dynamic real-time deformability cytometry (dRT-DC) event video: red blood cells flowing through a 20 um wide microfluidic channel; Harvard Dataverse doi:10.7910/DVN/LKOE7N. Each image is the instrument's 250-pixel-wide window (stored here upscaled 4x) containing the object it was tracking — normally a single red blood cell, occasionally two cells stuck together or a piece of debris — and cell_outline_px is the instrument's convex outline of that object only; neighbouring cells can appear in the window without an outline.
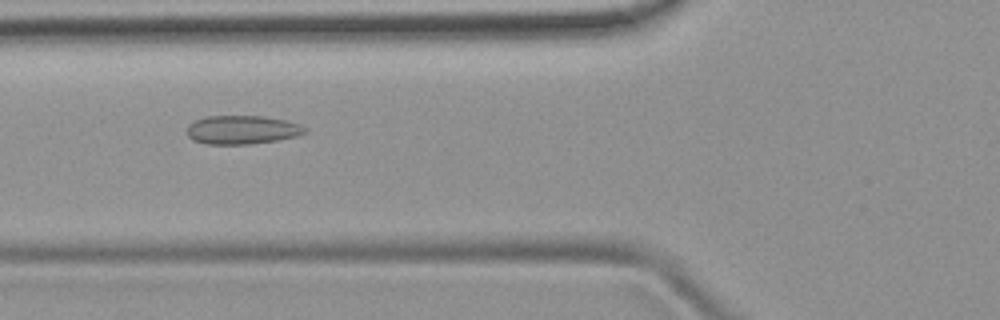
{"species": "common noctule bat (a hibernating species)", "species_latin": "Nyctalus noctula", "temperature_condition": "room temperature", "stored_images_in_passage": 33, "camera_frame_rate_fps": 3000, "um_per_image_px": 0.085, "animal": {"sex": "female", "body_mass_g": 19.9}, "frame": {"image": 1, "passage_image": 8, "time_ms": 2.333, "image_size_px": [1000, 320], "cell_outline_px": [[308, 132], [296, 136], [276, 140], [248, 144], [204, 144], [192, 140], [188, 136], [188, 124], [196, 120], [208, 116], [264, 116], [284, 120], [300, 124]], "centroid_in_image_um": [20.56, 11.03], "position_along_channel_um": 105.2, "area_um2": 19.59}}
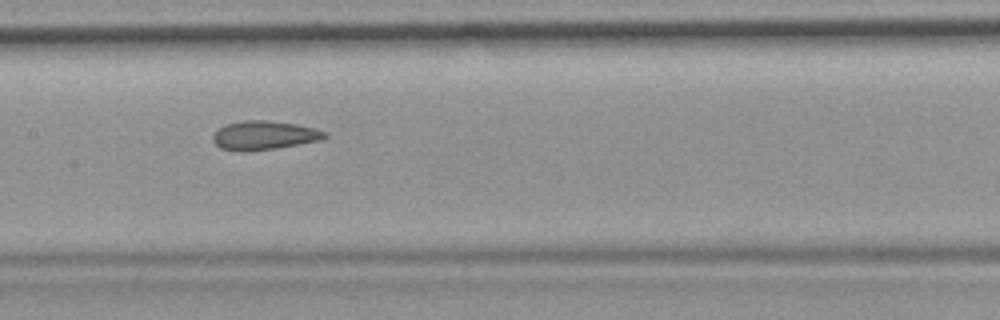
{"frame": {"image": 2, "passage_image": 14, "time_ms": 4.333, "image_size_px": [1000, 320], "cell_outline_px": [[328, 136], [324, 140], [276, 148], [248, 152], [240, 152], [220, 148], [212, 140], [212, 136], [220, 128], [228, 124], [240, 120], [268, 120], [296, 124], [316, 128], [328, 132]], "centroid_in_image_um": [22.5, 11.51], "position_along_channel_um": 184.9, "area_um2": 19.13}}
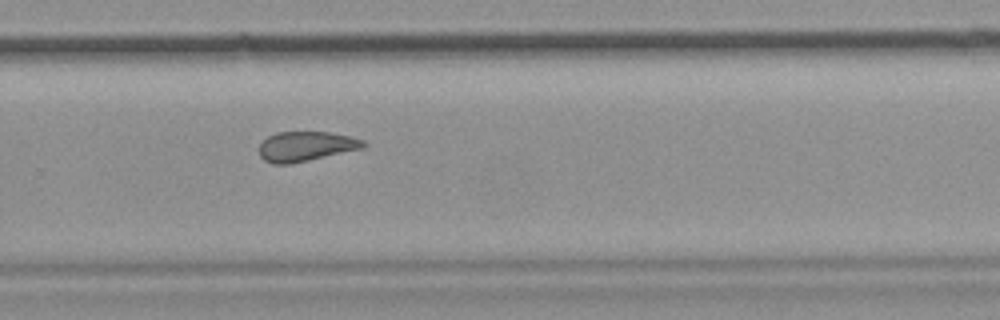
{"frame": {"image": 3, "passage_image": 23, "time_ms": 7.333, "image_size_px": [1000, 320], "cell_outline_px": [[368, 144], [364, 148], [292, 164], [272, 164], [264, 160], [260, 156], [260, 144], [268, 136], [276, 132], [332, 132], [352, 136], [364, 140]], "centroid_in_image_um": [26.04, 12.44], "position_along_channel_um": 303.8, "area_um2": 18.32}, "authors_computed_cell_mechanics": {"area_um2": 18.6694, "velocity_mm_per_s": 3.9787, "shape_relaxation_time_tau1_ms": null, "shape_relaxation_time_tau2_ms": 2.3937, "deformation_change_tau1": null, "deformation_change_tau2": 0.09}}